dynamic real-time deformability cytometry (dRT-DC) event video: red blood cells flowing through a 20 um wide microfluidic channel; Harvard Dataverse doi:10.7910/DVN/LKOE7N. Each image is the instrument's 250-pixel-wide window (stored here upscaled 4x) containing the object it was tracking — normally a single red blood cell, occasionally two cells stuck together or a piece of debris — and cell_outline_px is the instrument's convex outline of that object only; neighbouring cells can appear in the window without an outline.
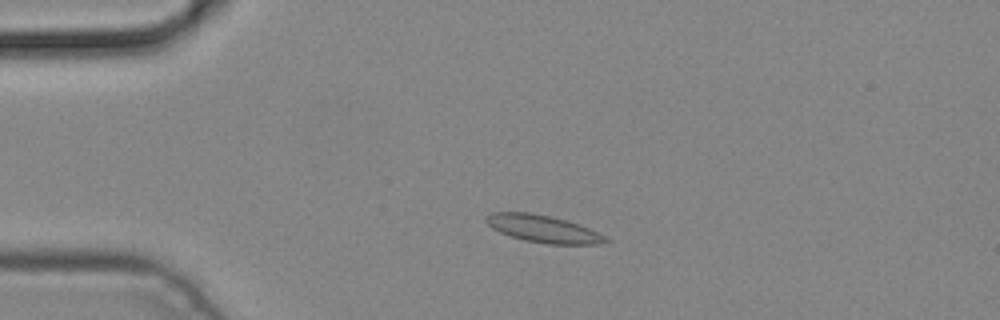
{"species": "common noctule bat (a hibernating species)", "species_latin": "Nyctalus noctula", "temperature_condition": "cold", "stored_images_in_passage": 4, "camera_frame_rate_fps": 3000, "um_per_image_px": 0.085, "animal": {"sex": "male", "body_mass_g": 19.2, "forearm_length_mm": 51.8}, "frame": {"image": 1, "passage_image": 3, "time_ms": 0.667, "image_size_px": [1000, 320], "cell_outline_px": [[612, 240], [600, 244], [548, 244], [524, 240], [500, 232], [492, 228], [484, 220], [484, 216], [492, 212], [528, 212], [548, 216], [564, 220], [588, 228]], "centroid_in_image_um": [46.12, 19.45], "position_along_channel_um": 38.9, "area_um2": 18.73}}
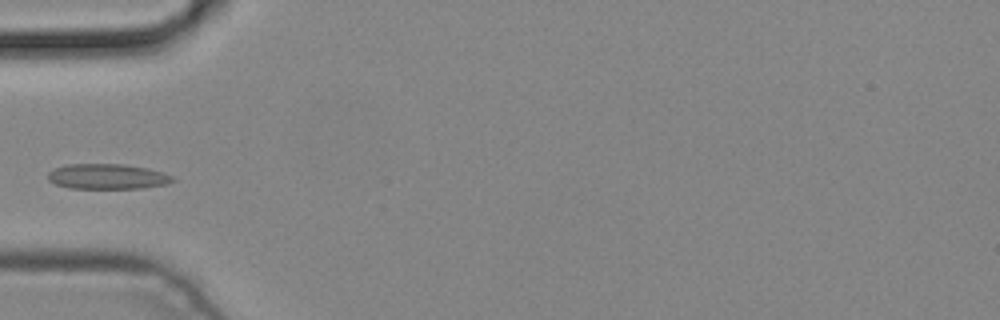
{"frame": {"image": 2, "passage_image": 4, "time_ms": 1.0, "image_size_px": [1000, 320], "cell_outline_px": [[176, 180], [164, 184], [140, 188], [68, 188], [56, 184], [48, 180], [48, 172], [64, 164], [124, 164], [148, 168], [164, 172], [172, 176]], "centroid_in_image_um": [9.12, 14.99], "position_along_channel_um": 75.9, "area_um2": 18.32}}